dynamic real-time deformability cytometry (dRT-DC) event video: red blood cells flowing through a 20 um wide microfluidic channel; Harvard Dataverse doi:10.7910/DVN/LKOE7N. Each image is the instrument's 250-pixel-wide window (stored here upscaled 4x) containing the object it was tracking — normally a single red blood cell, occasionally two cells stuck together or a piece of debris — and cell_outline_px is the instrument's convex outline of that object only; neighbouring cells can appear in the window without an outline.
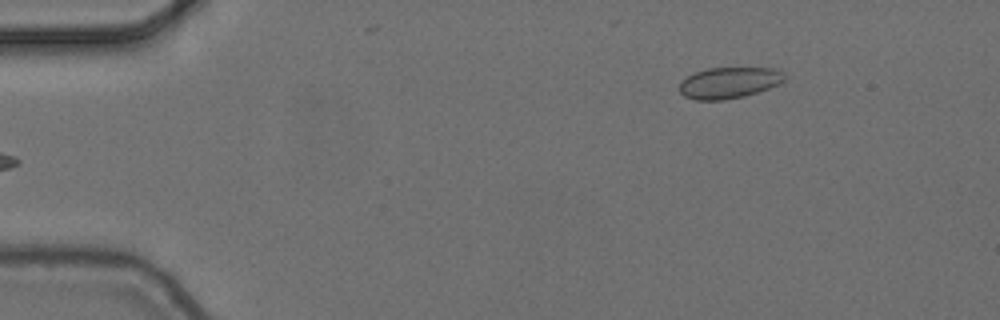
{"species": "common noctule bat (a hibernating species)", "species_latin": "Nyctalus noctula", "temperature_condition": "cold", "stored_images_in_passage": 4, "camera_frame_rate_fps": 3000, "um_per_image_px": 0.085, "animal": {"sex": "female", "body_mass_g": 24.6, "forearm_length_mm": 56.2}, "frame": {"image": 1, "passage_image": 4, "time_ms": 1.0, "image_size_px": [1000, 320], "cell_outline_px": [[784, 80], [780, 84], [744, 96], [724, 100], [696, 100], [684, 96], [680, 92], [680, 80], [696, 72], [708, 68], [772, 68], [784, 72]], "centroid_in_image_um": [61.95, 7.03], "position_along_channel_um": 23.0, "area_um2": 19.02}}